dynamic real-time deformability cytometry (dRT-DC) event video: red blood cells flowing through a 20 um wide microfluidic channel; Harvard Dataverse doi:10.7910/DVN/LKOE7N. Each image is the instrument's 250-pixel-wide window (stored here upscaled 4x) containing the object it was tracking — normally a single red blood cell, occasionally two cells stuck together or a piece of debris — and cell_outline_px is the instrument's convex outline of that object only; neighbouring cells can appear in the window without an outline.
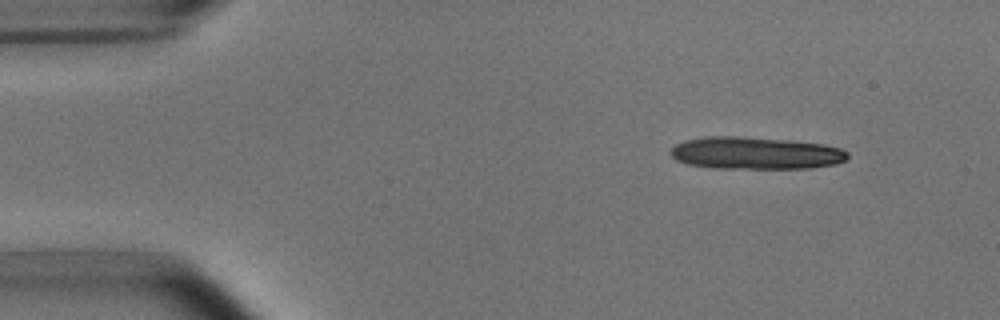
{"species": "common noctule bat (a hibernating species)", "species_latin": "Nyctalus noctula", "temperature_condition": "room temperature", "stored_images_in_passage": 8, "camera_frame_rate_fps": 3000, "um_per_image_px": 0.085, "animal": {"sex": "male", "body_mass_g": 15.6}, "frame": {"image": 1, "passage_image": 1, "time_ms": 0.0, "image_size_px": [1000, 320], "cell_outline_px": [[848, 160], [836, 164], [808, 168], [716, 168], [688, 164], [676, 160], [672, 156], [672, 148], [676, 144], [684, 140], [704, 136], [736, 136], [792, 140], [824, 144], [840, 148], [848, 152]], "centroid_in_image_um": [64.25, 13.0], "position_along_channel_um": 20.7, "area_um2": 33.47}}
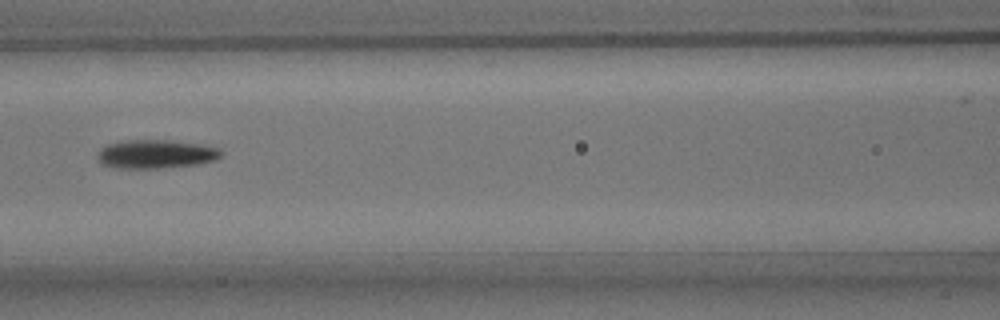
{"frame": {"image": 2, "passage_image": 6, "time_ms": 6.0, "image_size_px": [1000, 320], "cell_outline_px": [[224, 152], [216, 160], [200, 164], [160, 168], [116, 168], [100, 164], [96, 156], [100, 148], [108, 144], [128, 140], [168, 140], [204, 144], [220, 148]], "centroid_in_image_um": [13.27, 13.1], "position_along_channel_um": 153.3, "area_um2": 20.98}}
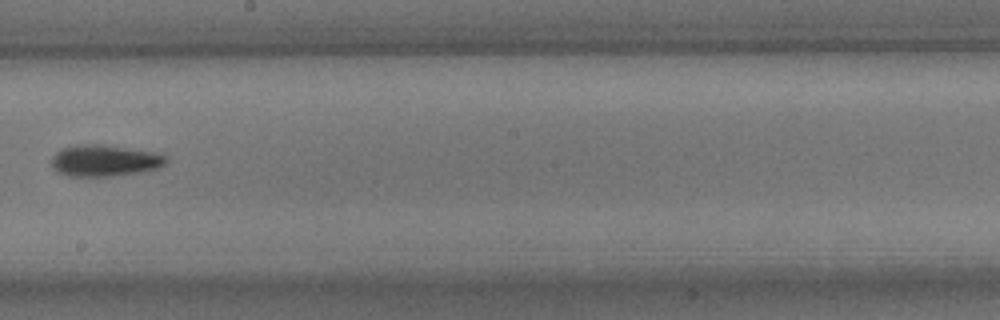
{"frame": {"image": 3, "passage_image": 8, "time_ms": 8.333, "image_size_px": [1000, 320], "cell_outline_px": [[168, 160], [164, 164], [156, 168], [140, 172], [112, 176], [68, 176], [56, 172], [52, 168], [52, 156], [60, 148], [88, 144], [100, 144], [152, 152], [168, 156]], "centroid_in_image_um": [8.85, 13.66], "position_along_channel_um": 239.3, "area_um2": 20.87}}